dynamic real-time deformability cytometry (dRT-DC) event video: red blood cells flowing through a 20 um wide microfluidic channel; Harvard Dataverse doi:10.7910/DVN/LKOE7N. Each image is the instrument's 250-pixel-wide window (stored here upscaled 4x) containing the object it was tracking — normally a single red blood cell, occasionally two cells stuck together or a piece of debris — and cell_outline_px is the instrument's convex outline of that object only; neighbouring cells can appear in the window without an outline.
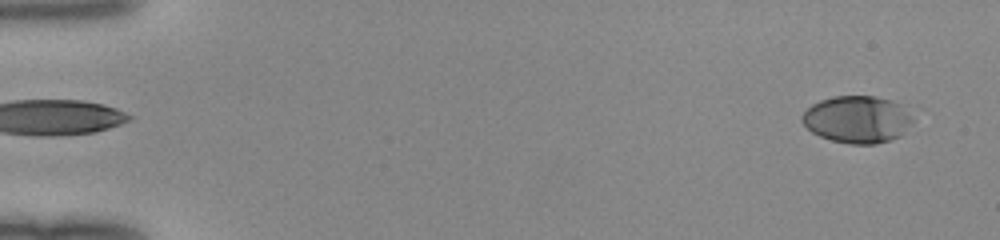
{"species": "human", "species_latin": "Homo sapiens", "temperature_condition": "room temperature", "stored_images_in_passage": 50, "camera_frame_rate_fps": 3000, "um_per_image_px": 0.085, "donor": {"sex": "female"}, "frame": {"image": 1, "passage_image": 3, "time_ms": 0.667, "image_size_px": [1000, 240], "cell_outline_px": [[912, 120], [900, 136], [876, 144], [848, 144], [832, 140], [820, 136], [812, 132], [800, 120], [800, 116], [812, 104], [820, 100], [832, 96], [876, 96], [892, 100], [912, 108]], "centroid_in_image_um": [72.89, 10.13], "position_along_channel_um": 12.1, "area_um2": 30.75}}
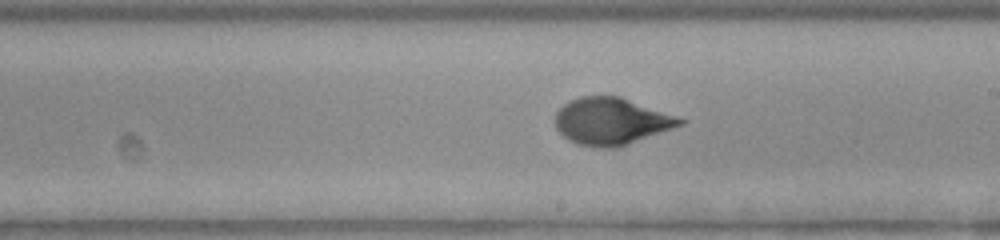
{"frame": {"image": 2, "passage_image": 30, "time_ms": 9.667, "image_size_px": [1000, 240], "cell_outline_px": [[688, 120], [684, 124], [628, 144], [616, 148], [600, 148], [576, 144], [568, 140], [556, 128], [556, 112], [568, 100], [580, 96], [620, 96]], "centroid_in_image_um": [51.95, 10.31], "position_along_channel_um": 237.0, "area_um2": 34.16}}
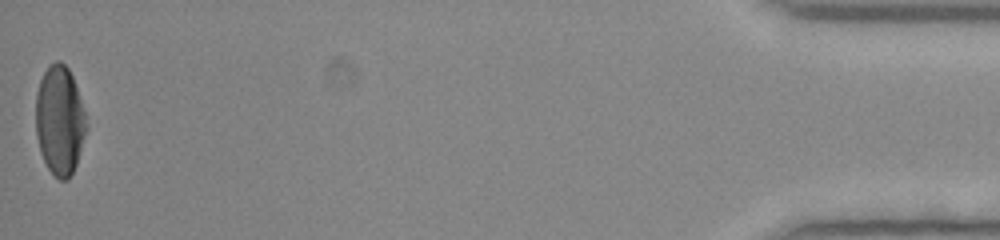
{"frame": {"image": 3, "passage_image": 50, "time_ms": 16.333, "image_size_px": [1000, 240], "cell_outline_px": [[88, 128], [76, 164], [68, 180], [60, 180], [48, 168], [40, 152], [36, 136], [36, 92], [40, 80], [48, 64], [56, 60], [60, 60], [68, 68], [72, 76], [84, 112]], "centroid_in_image_um": [5.06, 10.22], "position_along_channel_um": 430.1, "area_um2": 32.14}}